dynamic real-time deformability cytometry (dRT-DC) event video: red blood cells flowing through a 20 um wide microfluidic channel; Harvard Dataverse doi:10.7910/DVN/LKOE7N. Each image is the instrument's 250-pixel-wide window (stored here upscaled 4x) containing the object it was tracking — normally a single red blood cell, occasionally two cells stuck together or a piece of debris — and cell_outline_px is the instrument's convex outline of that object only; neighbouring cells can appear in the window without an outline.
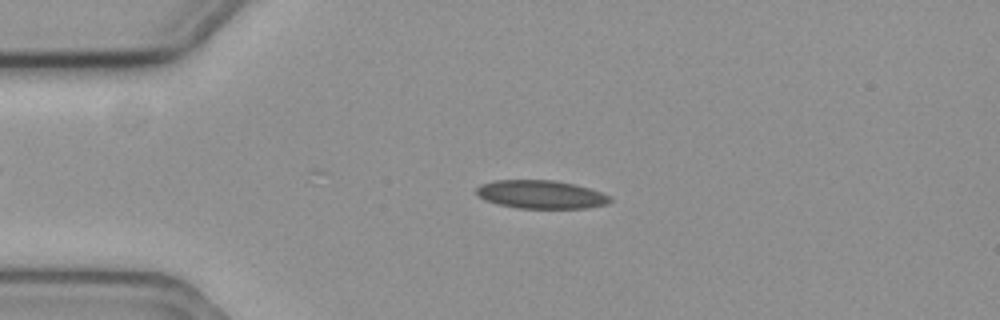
{"species": "common noctule bat (a hibernating species)", "species_latin": "Nyctalus noctula", "temperature_condition": "cold", "stored_images_in_passage": 32, "camera_frame_rate_fps": 3000, "um_per_image_px": 0.085, "animal": {"sex": "female", "body_mass_g": 19.3, "forearm_length_mm": 54.1}, "frame": {"image": 1, "passage_image": 9, "time_ms": 2.667, "image_size_px": [1000, 320], "cell_outline_px": [[612, 200], [608, 204], [588, 208], [516, 208], [496, 204], [484, 200], [476, 192], [476, 188], [480, 184], [496, 180], [552, 180], [572, 184], [588, 188], [612, 196]], "centroid_in_image_um": [45.97, 16.54], "position_along_channel_um": 39.0, "area_um2": 22.08}}